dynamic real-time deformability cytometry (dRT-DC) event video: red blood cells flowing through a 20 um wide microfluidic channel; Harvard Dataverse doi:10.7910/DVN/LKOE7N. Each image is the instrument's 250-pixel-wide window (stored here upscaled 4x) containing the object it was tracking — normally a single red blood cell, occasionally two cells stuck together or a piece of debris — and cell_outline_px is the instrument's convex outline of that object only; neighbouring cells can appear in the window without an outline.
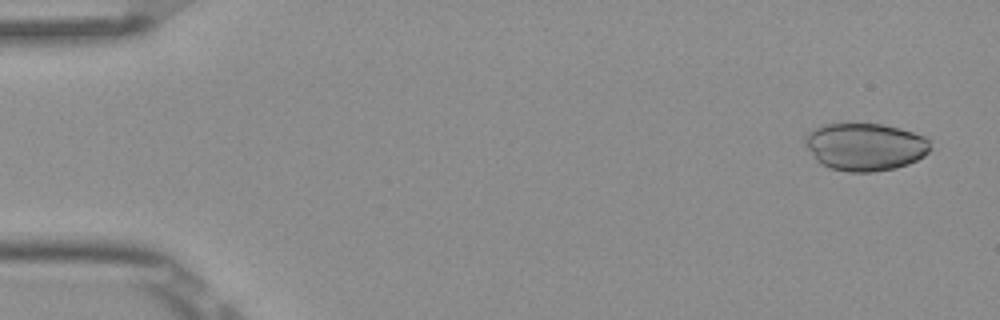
{"species": "Egyptian fruit bat (a non-hibernating species)", "species_latin": "Rousettus aegyptiacus", "temperature_condition": "room temperature", "stored_images_in_passage": 5, "camera_frame_rate_fps": 3000, "um_per_image_px": 0.085, "frame": {"image": 1, "passage_image": 1, "time_ms": 0.0, "image_size_px": [1000, 320], "cell_outline_px": [[932, 148], [924, 156], [908, 164], [896, 168], [872, 172], [848, 172], [828, 168], [820, 164], [816, 160], [804, 144], [804, 140], [820, 124], [884, 124], [900, 128], [924, 136], [928, 140]], "centroid_in_image_um": [73.55, 12.49], "position_along_channel_um": 11.5, "area_um2": 34.8}}
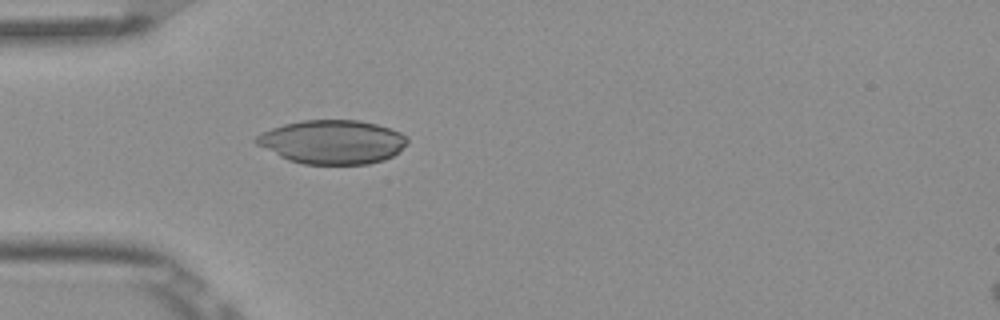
{"frame": {"image": 2, "passage_image": 5, "time_ms": 1.333, "image_size_px": [1000, 320], "cell_outline_px": [[408, 144], [400, 152], [384, 160], [368, 164], [304, 164], [288, 160], [256, 144], [252, 140], [256, 136], [272, 128], [284, 124], [300, 120], [360, 120], [376, 124], [400, 132], [408, 140]], "centroid_in_image_um": [28.26, 12.07], "position_along_channel_um": 56.7, "area_um2": 38.67}}